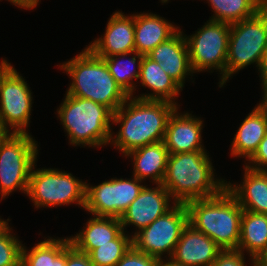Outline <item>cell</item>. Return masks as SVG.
<instances>
[{
	"instance_id": "6da1fadb",
	"label": "cell",
	"mask_w": 267,
	"mask_h": 266,
	"mask_svg": "<svg viewBox=\"0 0 267 266\" xmlns=\"http://www.w3.org/2000/svg\"><path fill=\"white\" fill-rule=\"evenodd\" d=\"M127 103V104H126ZM178 106L167 101L143 100L129 96L113 113L112 124H121L118 133L111 135L121 153L164 140L167 123Z\"/></svg>"
},
{
	"instance_id": "7a4b0ae2",
	"label": "cell",
	"mask_w": 267,
	"mask_h": 266,
	"mask_svg": "<svg viewBox=\"0 0 267 266\" xmlns=\"http://www.w3.org/2000/svg\"><path fill=\"white\" fill-rule=\"evenodd\" d=\"M213 170L207 151L170 154L162 185L170 193L172 203L211 198L220 194L227 183L214 178Z\"/></svg>"
},
{
	"instance_id": "3957f363",
	"label": "cell",
	"mask_w": 267,
	"mask_h": 266,
	"mask_svg": "<svg viewBox=\"0 0 267 266\" xmlns=\"http://www.w3.org/2000/svg\"><path fill=\"white\" fill-rule=\"evenodd\" d=\"M59 67L72 79L66 92L68 95L100 103L113 113L129 97L110 74L104 59L88 47Z\"/></svg>"
},
{
	"instance_id": "277c9868",
	"label": "cell",
	"mask_w": 267,
	"mask_h": 266,
	"mask_svg": "<svg viewBox=\"0 0 267 266\" xmlns=\"http://www.w3.org/2000/svg\"><path fill=\"white\" fill-rule=\"evenodd\" d=\"M188 223L223 250L237 249L243 209L225 188L220 194L187 202Z\"/></svg>"
},
{
	"instance_id": "5b68a950",
	"label": "cell",
	"mask_w": 267,
	"mask_h": 266,
	"mask_svg": "<svg viewBox=\"0 0 267 266\" xmlns=\"http://www.w3.org/2000/svg\"><path fill=\"white\" fill-rule=\"evenodd\" d=\"M57 113L71 145L101 147L110 142L113 112L105 105L66 94Z\"/></svg>"
},
{
	"instance_id": "8992f818",
	"label": "cell",
	"mask_w": 267,
	"mask_h": 266,
	"mask_svg": "<svg viewBox=\"0 0 267 266\" xmlns=\"http://www.w3.org/2000/svg\"><path fill=\"white\" fill-rule=\"evenodd\" d=\"M267 48V9L263 7L254 16L230 24L226 75L219 87L236 72L252 63L259 67Z\"/></svg>"
},
{
	"instance_id": "52a82bcc",
	"label": "cell",
	"mask_w": 267,
	"mask_h": 266,
	"mask_svg": "<svg viewBox=\"0 0 267 266\" xmlns=\"http://www.w3.org/2000/svg\"><path fill=\"white\" fill-rule=\"evenodd\" d=\"M38 145L29 133H12L0 144L1 200L14 190L27 193L32 167L37 161Z\"/></svg>"
},
{
	"instance_id": "ba28073f",
	"label": "cell",
	"mask_w": 267,
	"mask_h": 266,
	"mask_svg": "<svg viewBox=\"0 0 267 266\" xmlns=\"http://www.w3.org/2000/svg\"><path fill=\"white\" fill-rule=\"evenodd\" d=\"M35 164L30 173L27 196L35 207H56L74 202L84 209L86 202V182L71 173L57 169H37Z\"/></svg>"
},
{
	"instance_id": "9c48e42d",
	"label": "cell",
	"mask_w": 267,
	"mask_h": 266,
	"mask_svg": "<svg viewBox=\"0 0 267 266\" xmlns=\"http://www.w3.org/2000/svg\"><path fill=\"white\" fill-rule=\"evenodd\" d=\"M229 36L230 24L212 20H208L195 34L186 35L192 71L218 70L221 80L226 75Z\"/></svg>"
},
{
	"instance_id": "30bf717a",
	"label": "cell",
	"mask_w": 267,
	"mask_h": 266,
	"mask_svg": "<svg viewBox=\"0 0 267 266\" xmlns=\"http://www.w3.org/2000/svg\"><path fill=\"white\" fill-rule=\"evenodd\" d=\"M188 224V210L185 204L173 203L172 208L153 223L132 236V245L142 253L162 260L170 258L180 239L182 230ZM167 252V253H166Z\"/></svg>"
},
{
	"instance_id": "8fae6325",
	"label": "cell",
	"mask_w": 267,
	"mask_h": 266,
	"mask_svg": "<svg viewBox=\"0 0 267 266\" xmlns=\"http://www.w3.org/2000/svg\"><path fill=\"white\" fill-rule=\"evenodd\" d=\"M141 182L133 176L129 180L111 178L97 186L86 183L84 210L93 216L120 218L143 189Z\"/></svg>"
},
{
	"instance_id": "7c38bea8",
	"label": "cell",
	"mask_w": 267,
	"mask_h": 266,
	"mask_svg": "<svg viewBox=\"0 0 267 266\" xmlns=\"http://www.w3.org/2000/svg\"><path fill=\"white\" fill-rule=\"evenodd\" d=\"M32 99L27 82L12 66L0 82V121L8 131L28 133Z\"/></svg>"
},
{
	"instance_id": "4fadbf2b",
	"label": "cell",
	"mask_w": 267,
	"mask_h": 266,
	"mask_svg": "<svg viewBox=\"0 0 267 266\" xmlns=\"http://www.w3.org/2000/svg\"><path fill=\"white\" fill-rule=\"evenodd\" d=\"M172 197L162 184L156 188L144 186L137 198L120 217L123 230L127 225H135L140 231L169 211Z\"/></svg>"
},
{
	"instance_id": "5bb4252c",
	"label": "cell",
	"mask_w": 267,
	"mask_h": 266,
	"mask_svg": "<svg viewBox=\"0 0 267 266\" xmlns=\"http://www.w3.org/2000/svg\"><path fill=\"white\" fill-rule=\"evenodd\" d=\"M88 48L101 58L133 53L134 14L125 16L120 11L115 12L108 20L104 35L91 42Z\"/></svg>"
},
{
	"instance_id": "9a60e30c",
	"label": "cell",
	"mask_w": 267,
	"mask_h": 266,
	"mask_svg": "<svg viewBox=\"0 0 267 266\" xmlns=\"http://www.w3.org/2000/svg\"><path fill=\"white\" fill-rule=\"evenodd\" d=\"M222 250L210 237L188 223L170 259L185 266H211Z\"/></svg>"
},
{
	"instance_id": "2e32d148",
	"label": "cell",
	"mask_w": 267,
	"mask_h": 266,
	"mask_svg": "<svg viewBox=\"0 0 267 266\" xmlns=\"http://www.w3.org/2000/svg\"><path fill=\"white\" fill-rule=\"evenodd\" d=\"M176 109L170 116L163 142L169 154L205 151L202 146L203 120Z\"/></svg>"
},
{
	"instance_id": "e0dca14e",
	"label": "cell",
	"mask_w": 267,
	"mask_h": 266,
	"mask_svg": "<svg viewBox=\"0 0 267 266\" xmlns=\"http://www.w3.org/2000/svg\"><path fill=\"white\" fill-rule=\"evenodd\" d=\"M147 56L159 63V66L167 73L181 88L188 75L193 74L187 42L183 31L178 30L168 40L159 44Z\"/></svg>"
},
{
	"instance_id": "ac0fdd59",
	"label": "cell",
	"mask_w": 267,
	"mask_h": 266,
	"mask_svg": "<svg viewBox=\"0 0 267 266\" xmlns=\"http://www.w3.org/2000/svg\"><path fill=\"white\" fill-rule=\"evenodd\" d=\"M240 185L226 183V189L238 201L243 210L267 214V171L244 167Z\"/></svg>"
},
{
	"instance_id": "d6986e66",
	"label": "cell",
	"mask_w": 267,
	"mask_h": 266,
	"mask_svg": "<svg viewBox=\"0 0 267 266\" xmlns=\"http://www.w3.org/2000/svg\"><path fill=\"white\" fill-rule=\"evenodd\" d=\"M180 27L152 13L134 14L135 51L147 55L162 42L172 37Z\"/></svg>"
},
{
	"instance_id": "ffe728a7",
	"label": "cell",
	"mask_w": 267,
	"mask_h": 266,
	"mask_svg": "<svg viewBox=\"0 0 267 266\" xmlns=\"http://www.w3.org/2000/svg\"><path fill=\"white\" fill-rule=\"evenodd\" d=\"M169 155L165 143L160 141L132 150L124 156L133 158L134 173L132 176L141 181L151 178L157 185L162 184Z\"/></svg>"
},
{
	"instance_id": "44dd1931",
	"label": "cell",
	"mask_w": 267,
	"mask_h": 266,
	"mask_svg": "<svg viewBox=\"0 0 267 266\" xmlns=\"http://www.w3.org/2000/svg\"><path fill=\"white\" fill-rule=\"evenodd\" d=\"M140 83L153 91L134 98L143 100L167 101L177 106L174 98L183 90L165 71L159 63L143 55L140 66Z\"/></svg>"
},
{
	"instance_id": "7402d4cb",
	"label": "cell",
	"mask_w": 267,
	"mask_h": 266,
	"mask_svg": "<svg viewBox=\"0 0 267 266\" xmlns=\"http://www.w3.org/2000/svg\"><path fill=\"white\" fill-rule=\"evenodd\" d=\"M93 217L87 221L86 227L79 234L69 238L77 250L87 254L98 245L113 244V240L123 231L120 218Z\"/></svg>"
},
{
	"instance_id": "603a6c76",
	"label": "cell",
	"mask_w": 267,
	"mask_h": 266,
	"mask_svg": "<svg viewBox=\"0 0 267 266\" xmlns=\"http://www.w3.org/2000/svg\"><path fill=\"white\" fill-rule=\"evenodd\" d=\"M267 133V122L254 108L240 124L231 144L233 157H245L248 160L257 150L259 143Z\"/></svg>"
},
{
	"instance_id": "cb8c5ba5",
	"label": "cell",
	"mask_w": 267,
	"mask_h": 266,
	"mask_svg": "<svg viewBox=\"0 0 267 266\" xmlns=\"http://www.w3.org/2000/svg\"><path fill=\"white\" fill-rule=\"evenodd\" d=\"M267 245V214L243 210L240 226L238 250L249 253L254 265V258Z\"/></svg>"
},
{
	"instance_id": "d4e9b609",
	"label": "cell",
	"mask_w": 267,
	"mask_h": 266,
	"mask_svg": "<svg viewBox=\"0 0 267 266\" xmlns=\"http://www.w3.org/2000/svg\"><path fill=\"white\" fill-rule=\"evenodd\" d=\"M70 239L50 238L40 241L30 252L22 246L21 266H66V248Z\"/></svg>"
},
{
	"instance_id": "484cf974",
	"label": "cell",
	"mask_w": 267,
	"mask_h": 266,
	"mask_svg": "<svg viewBox=\"0 0 267 266\" xmlns=\"http://www.w3.org/2000/svg\"><path fill=\"white\" fill-rule=\"evenodd\" d=\"M213 8L209 20L233 24L254 16L264 7L261 0H207Z\"/></svg>"
},
{
	"instance_id": "4316f807",
	"label": "cell",
	"mask_w": 267,
	"mask_h": 266,
	"mask_svg": "<svg viewBox=\"0 0 267 266\" xmlns=\"http://www.w3.org/2000/svg\"><path fill=\"white\" fill-rule=\"evenodd\" d=\"M131 54L132 53L119 54V55H114V56L103 58L104 61L106 62V65L109 69L110 74L113 76L116 83L123 89V91L128 96H132L133 92L135 91L136 86L131 81L132 79L139 78L140 66H141V61L143 58V55L138 54L136 51H134L133 55L135 56L129 57L128 59L127 55L130 56ZM124 58L128 60L126 63L122 61ZM136 67H137V70H136Z\"/></svg>"
},
{
	"instance_id": "83f0119b",
	"label": "cell",
	"mask_w": 267,
	"mask_h": 266,
	"mask_svg": "<svg viewBox=\"0 0 267 266\" xmlns=\"http://www.w3.org/2000/svg\"><path fill=\"white\" fill-rule=\"evenodd\" d=\"M122 231L113 244L98 245L88 255L94 266H115L132 246V235Z\"/></svg>"
},
{
	"instance_id": "f1b7e54d",
	"label": "cell",
	"mask_w": 267,
	"mask_h": 266,
	"mask_svg": "<svg viewBox=\"0 0 267 266\" xmlns=\"http://www.w3.org/2000/svg\"><path fill=\"white\" fill-rule=\"evenodd\" d=\"M9 219L0 224V266H21L22 244L8 225Z\"/></svg>"
},
{
	"instance_id": "f546056e",
	"label": "cell",
	"mask_w": 267,
	"mask_h": 266,
	"mask_svg": "<svg viewBox=\"0 0 267 266\" xmlns=\"http://www.w3.org/2000/svg\"><path fill=\"white\" fill-rule=\"evenodd\" d=\"M160 260L138 251L133 245L115 266H158Z\"/></svg>"
},
{
	"instance_id": "4dcf8cb0",
	"label": "cell",
	"mask_w": 267,
	"mask_h": 266,
	"mask_svg": "<svg viewBox=\"0 0 267 266\" xmlns=\"http://www.w3.org/2000/svg\"><path fill=\"white\" fill-rule=\"evenodd\" d=\"M245 255L238 249L222 250L211 266H245Z\"/></svg>"
},
{
	"instance_id": "1f68e13d",
	"label": "cell",
	"mask_w": 267,
	"mask_h": 266,
	"mask_svg": "<svg viewBox=\"0 0 267 266\" xmlns=\"http://www.w3.org/2000/svg\"><path fill=\"white\" fill-rule=\"evenodd\" d=\"M248 161L250 165L246 163V167L258 171H267V133Z\"/></svg>"
},
{
	"instance_id": "d6a6232c",
	"label": "cell",
	"mask_w": 267,
	"mask_h": 266,
	"mask_svg": "<svg viewBox=\"0 0 267 266\" xmlns=\"http://www.w3.org/2000/svg\"><path fill=\"white\" fill-rule=\"evenodd\" d=\"M66 266H94L87 253L77 250L72 244L66 248Z\"/></svg>"
},
{
	"instance_id": "836d02e7",
	"label": "cell",
	"mask_w": 267,
	"mask_h": 266,
	"mask_svg": "<svg viewBox=\"0 0 267 266\" xmlns=\"http://www.w3.org/2000/svg\"><path fill=\"white\" fill-rule=\"evenodd\" d=\"M258 69L261 74L262 87H267V48L262 56Z\"/></svg>"
},
{
	"instance_id": "e575fe53",
	"label": "cell",
	"mask_w": 267,
	"mask_h": 266,
	"mask_svg": "<svg viewBox=\"0 0 267 266\" xmlns=\"http://www.w3.org/2000/svg\"><path fill=\"white\" fill-rule=\"evenodd\" d=\"M10 3H12L13 5H15L16 7H20L25 9H32V8H36V6L38 5V3L40 2L39 0H8Z\"/></svg>"
},
{
	"instance_id": "d590c367",
	"label": "cell",
	"mask_w": 267,
	"mask_h": 266,
	"mask_svg": "<svg viewBox=\"0 0 267 266\" xmlns=\"http://www.w3.org/2000/svg\"><path fill=\"white\" fill-rule=\"evenodd\" d=\"M263 89V100L261 103L257 104L256 110L262 115L264 120L267 122V87H262Z\"/></svg>"
},
{
	"instance_id": "8d00e7d4",
	"label": "cell",
	"mask_w": 267,
	"mask_h": 266,
	"mask_svg": "<svg viewBox=\"0 0 267 266\" xmlns=\"http://www.w3.org/2000/svg\"><path fill=\"white\" fill-rule=\"evenodd\" d=\"M253 266H267V245L266 247L254 258Z\"/></svg>"
},
{
	"instance_id": "74e56055",
	"label": "cell",
	"mask_w": 267,
	"mask_h": 266,
	"mask_svg": "<svg viewBox=\"0 0 267 266\" xmlns=\"http://www.w3.org/2000/svg\"><path fill=\"white\" fill-rule=\"evenodd\" d=\"M11 63H9L7 60H3L0 62V82L3 78V76L6 74V72L12 67Z\"/></svg>"
},
{
	"instance_id": "f35d334b",
	"label": "cell",
	"mask_w": 267,
	"mask_h": 266,
	"mask_svg": "<svg viewBox=\"0 0 267 266\" xmlns=\"http://www.w3.org/2000/svg\"><path fill=\"white\" fill-rule=\"evenodd\" d=\"M158 266H185V265H182L180 263H176L175 261H173L172 259L169 258L167 261L164 259L160 260Z\"/></svg>"
},
{
	"instance_id": "ab89813d",
	"label": "cell",
	"mask_w": 267,
	"mask_h": 266,
	"mask_svg": "<svg viewBox=\"0 0 267 266\" xmlns=\"http://www.w3.org/2000/svg\"><path fill=\"white\" fill-rule=\"evenodd\" d=\"M10 133L1 123L0 121V144L1 142L7 137V135Z\"/></svg>"
},
{
	"instance_id": "60d3db41",
	"label": "cell",
	"mask_w": 267,
	"mask_h": 266,
	"mask_svg": "<svg viewBox=\"0 0 267 266\" xmlns=\"http://www.w3.org/2000/svg\"><path fill=\"white\" fill-rule=\"evenodd\" d=\"M169 0H161L162 3H166L168 2Z\"/></svg>"
}]
</instances>
